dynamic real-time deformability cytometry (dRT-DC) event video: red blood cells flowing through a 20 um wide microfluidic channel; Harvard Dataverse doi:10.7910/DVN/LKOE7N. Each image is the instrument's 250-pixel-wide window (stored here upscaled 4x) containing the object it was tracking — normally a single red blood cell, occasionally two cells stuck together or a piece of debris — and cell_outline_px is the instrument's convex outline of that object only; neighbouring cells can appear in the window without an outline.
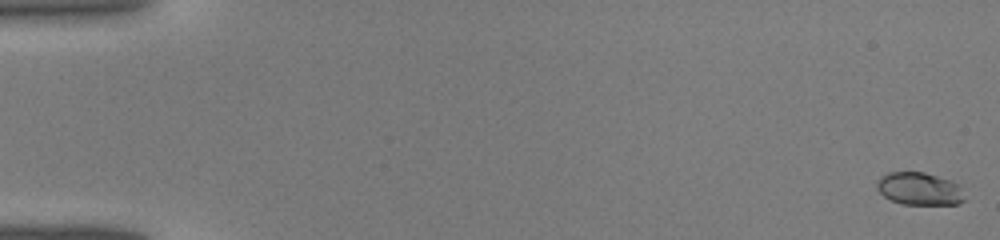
{"species": "common noctule bat (a hibernating species)", "species_latin": "Nyctalus noctula", "temperature_condition": "warm", "stored_images_in_passage": 44, "camera_frame_rate_fps": 3000, "um_per_image_px": 0.085, "animal": {"sex": "male", "body_mass_g": 19.0, "forearm_length_mm": 50.8}, "frame": {"image": 1, "passage_image": 1, "time_ms": 0.0, "image_size_px": [1000, 240], "cell_outline_px": [[964, 200], [956, 204], [900, 204], [884, 196], [876, 188], [876, 180], [880, 176], [888, 172], [924, 172], [952, 180], [960, 184]], "centroid_in_image_um": [78.13, 16.03], "position_along_channel_um": 6.9, "area_um2": 16.82}}
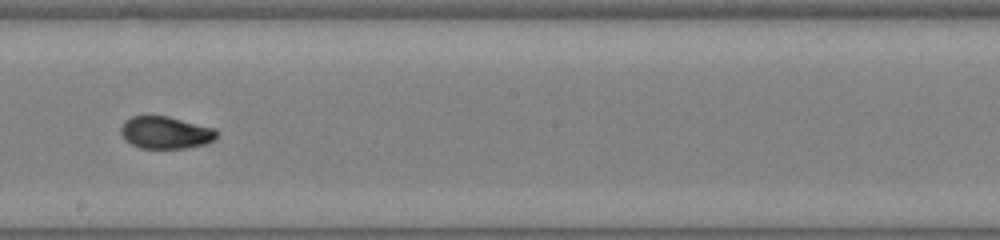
{"frame": {"image": 2, "passage_image": 26, "time_ms": 8.333, "image_size_px": [1000, 240], "cell_outline_px": [[216, 136], [208, 144], [184, 148], [140, 148], [132, 144], [120, 132], [120, 128], [124, 120], [132, 116], [168, 116], [216, 128]], "centroid_in_image_um": [14.08, 11.26], "position_along_channel_um": 234.1, "area_um2": 17.98}}
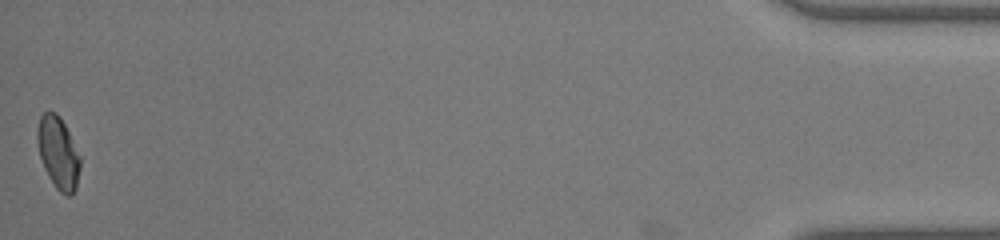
{"frame": {"image": 3, "passage_image": 44, "time_ms": 14.333, "image_size_px": [1000, 240], "cell_outline_px": [[80, 168], [76, 188], [72, 196], [68, 196], [60, 192], [56, 188], [48, 176], [44, 168], [40, 156], [36, 136], [36, 132], [40, 116], [44, 112], [56, 112], [60, 116], [80, 156]], "centroid_in_image_um": [4.94, 13.0], "position_along_channel_um": 430.3, "area_um2": 17.92}}